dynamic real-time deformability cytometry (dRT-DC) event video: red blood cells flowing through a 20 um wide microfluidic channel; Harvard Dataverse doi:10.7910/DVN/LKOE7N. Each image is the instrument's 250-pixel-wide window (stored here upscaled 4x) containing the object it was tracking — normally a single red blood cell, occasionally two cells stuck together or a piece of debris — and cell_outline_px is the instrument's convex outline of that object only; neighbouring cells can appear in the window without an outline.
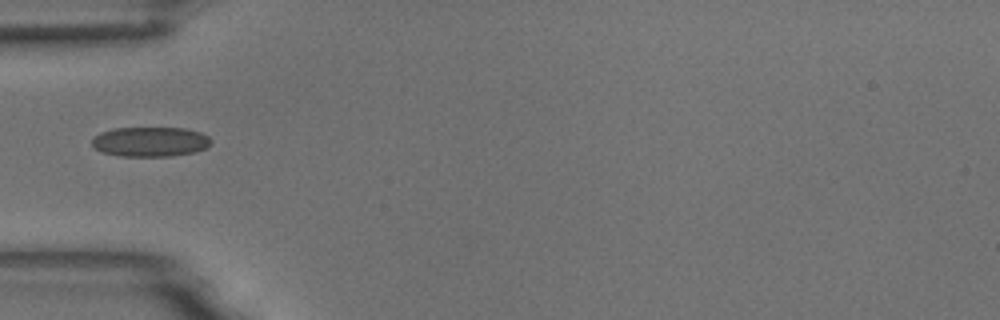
{"species": "common noctule bat (a hibernating species)", "species_latin": "Nyctalus noctula", "temperature_condition": "room temperature", "stored_images_in_passage": 13, "camera_frame_rate_fps": 3000, "um_per_image_px": 0.085, "animal": {"sex": "male", "body_mass_g": 18.8}, "frame": {"image": 1, "passage_image": 3, "time_ms": 0.667, "image_size_px": [1000, 320], "cell_outline_px": [[212, 140], [204, 148], [196, 152], [172, 156], [120, 156], [104, 152], [92, 148], [92, 136], [100, 132], [112, 128], [184, 128], [200, 132], [208, 136]], "centroid_in_image_um": [12.73, 12.04], "position_along_channel_um": 72.3, "area_um2": 20.75}}
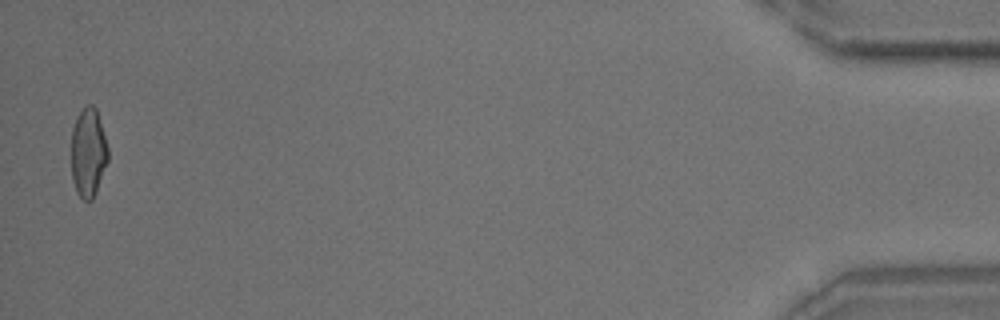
{"frame": {"image": 2, "passage_image": 13, "time_ms": 4.0, "image_size_px": [1000, 320], "cell_outline_px": [[108, 160], [96, 192], [92, 200], [84, 200], [76, 192], [72, 180], [72, 128], [76, 116], [88, 104], [92, 104], [96, 108], [108, 148]], "centroid_in_image_um": [7.5, 12.97], "position_along_channel_um": 427.7, "area_um2": 18.96}}